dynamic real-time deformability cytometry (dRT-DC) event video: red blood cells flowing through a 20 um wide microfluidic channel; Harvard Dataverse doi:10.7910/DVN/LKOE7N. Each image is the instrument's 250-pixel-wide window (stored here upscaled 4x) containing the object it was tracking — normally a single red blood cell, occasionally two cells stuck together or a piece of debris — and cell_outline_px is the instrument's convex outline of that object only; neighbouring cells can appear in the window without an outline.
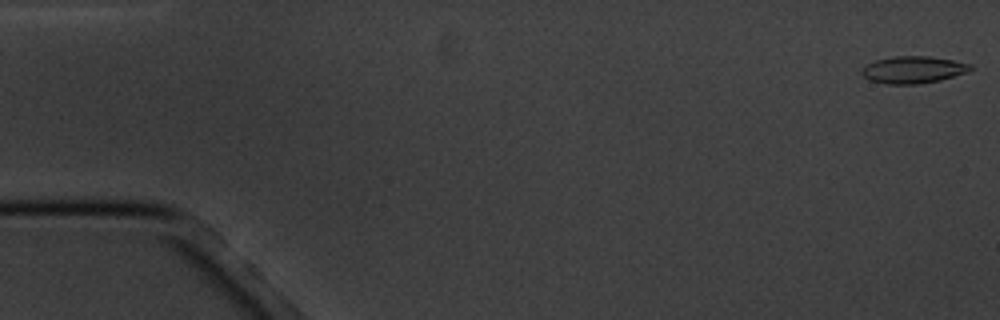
{"species": "common noctule bat (a hibernating species)", "species_latin": "Nyctalus noctula", "temperature_condition": "cold", "stored_images_in_passage": 6, "camera_frame_rate_fps": 3000, "um_per_image_px": 0.085, "animal": {"sex": "male", "body_mass_g": 20.1, "forearm_length_mm": 53.5}, "frame": {"image": 1, "passage_image": 1, "time_ms": 0.0, "image_size_px": [1000, 320], "cell_outline_px": [[972, 68], [968, 72], [940, 80], [920, 84], [884, 84], [868, 80], [860, 72], [860, 68], [876, 60], [892, 56], [928, 56], [952, 60], [972, 64]], "centroid_in_image_um": [77.59, 5.93], "position_along_channel_um": 7.4, "area_um2": 17.28}}
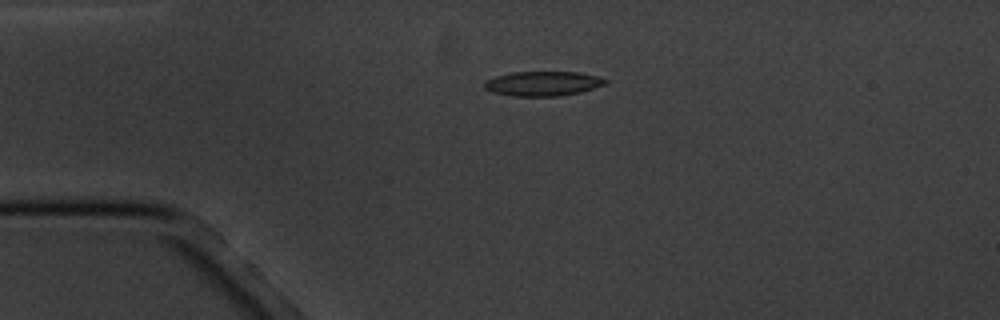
{"frame": {"image": 2, "passage_image": 4, "time_ms": 4.0, "image_size_px": [1000, 320], "cell_outline_px": [[608, 84], [580, 92], [560, 96], [512, 96], [492, 92], [484, 88], [484, 80], [496, 76], [512, 72], [580, 72], [596, 76], [608, 80]], "centroid_in_image_um": [46.14, 7.1], "position_along_channel_um": 38.9, "area_um2": 17.46}}
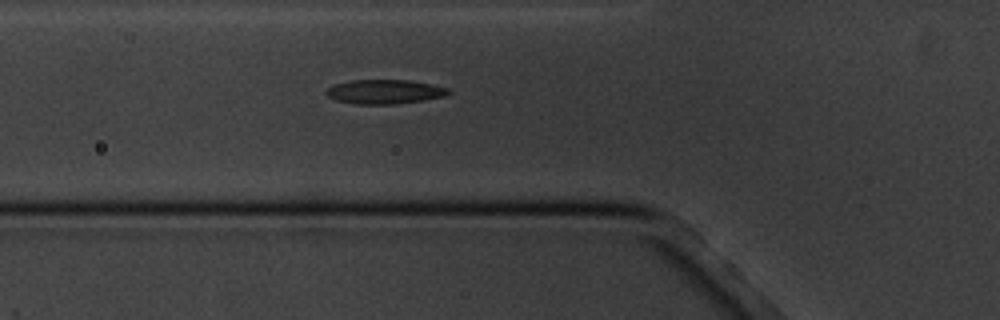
{"frame": {"image": 3, "passage_image": 6, "time_ms": 6.333, "image_size_px": [1000, 320], "cell_outline_px": [[452, 92], [444, 96], [424, 100], [396, 104], [356, 104], [336, 100], [328, 96], [324, 92], [328, 88], [336, 84], [352, 80], [408, 80], [448, 88]], "centroid_in_image_um": [32.68, 7.8], "position_along_channel_um": 93.1, "area_um2": 17.11}}